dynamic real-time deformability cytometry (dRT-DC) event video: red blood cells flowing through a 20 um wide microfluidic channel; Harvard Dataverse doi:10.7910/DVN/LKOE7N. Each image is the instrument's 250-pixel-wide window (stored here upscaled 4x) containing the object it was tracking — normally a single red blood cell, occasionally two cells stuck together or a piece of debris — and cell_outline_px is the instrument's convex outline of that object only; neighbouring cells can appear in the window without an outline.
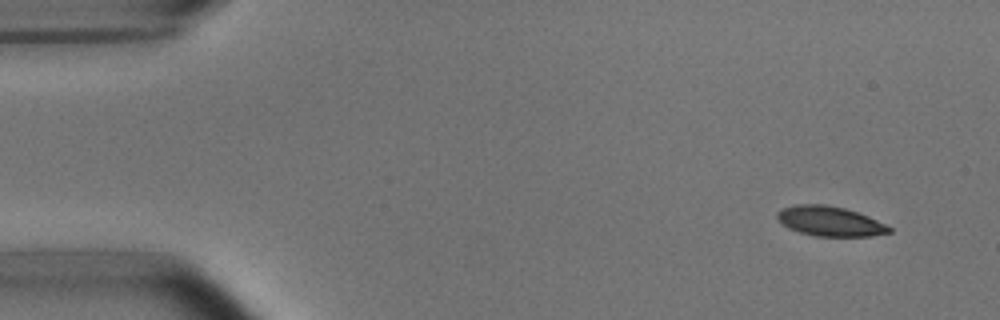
{"species": "common noctule bat (a hibernating species)", "species_latin": "Nyctalus noctula", "temperature_condition": "room temperature", "stored_images_in_passage": 5, "camera_frame_rate_fps": 3000, "um_per_image_px": 0.085, "animal": {"sex": "male", "body_mass_g": 15.6}, "frame": {"image": 1, "passage_image": 1, "time_ms": 0.0, "image_size_px": [1000, 320], "cell_outline_px": [[892, 232], [872, 236], [816, 236], [800, 232], [788, 228], [776, 216], [776, 212], [784, 208], [796, 204], [824, 204], [844, 208], [868, 216], [892, 228]], "centroid_in_image_um": [70.55, 18.8], "position_along_channel_um": 14.5, "area_um2": 19.25}}
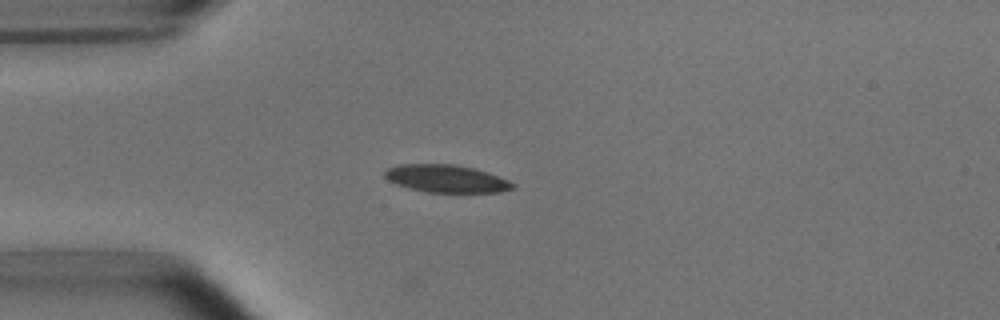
{"frame": {"image": 2, "passage_image": 4, "time_ms": 3.333, "image_size_px": [1000, 320], "cell_outline_px": [[516, 188], [500, 192], [428, 192], [408, 188], [396, 184], [388, 180], [384, 176], [384, 172], [388, 168], [400, 164], [456, 164], [488, 172], [508, 180], [516, 184]], "centroid_in_image_um": [37.95, 15.18], "position_along_channel_um": 47.0, "area_um2": 20.63}}